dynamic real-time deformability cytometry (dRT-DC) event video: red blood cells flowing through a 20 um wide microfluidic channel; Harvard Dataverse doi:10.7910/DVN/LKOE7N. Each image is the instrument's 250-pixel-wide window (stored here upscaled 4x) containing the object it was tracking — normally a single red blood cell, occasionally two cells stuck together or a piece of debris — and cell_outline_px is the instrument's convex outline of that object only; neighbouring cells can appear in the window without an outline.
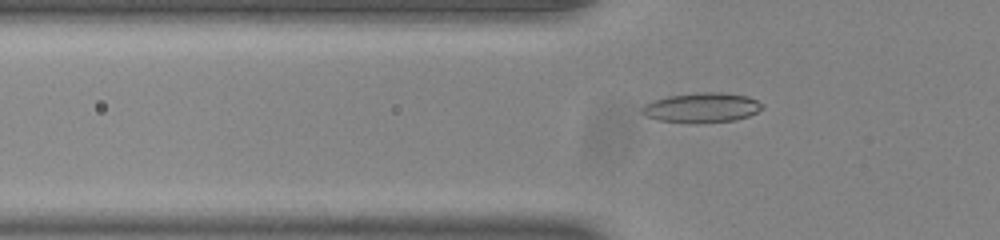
{"species": "common noctule bat (a hibernating species)", "species_latin": "Nyctalus noctula", "temperature_condition": "room temperature", "stored_images_in_passage": 54, "camera_frame_rate_fps": 3000, "um_per_image_px": 0.085, "animal": {"sex": "male", "body_mass_g": 20.0, "forearm_length_mm": 53.3}, "frame": {"image": 1, "passage_image": 19, "time_ms": 6.0, "image_size_px": [1000, 240], "cell_outline_px": [[764, 108], [748, 116], [736, 120], [696, 124], [660, 120], [648, 116], [640, 112], [640, 108], [644, 104], [652, 100], [668, 96], [700, 92], [720, 92], [748, 96], [764, 104]], "centroid_in_image_um": [59.65, 9.15], "position_along_channel_um": 66.1, "area_um2": 21.1}}
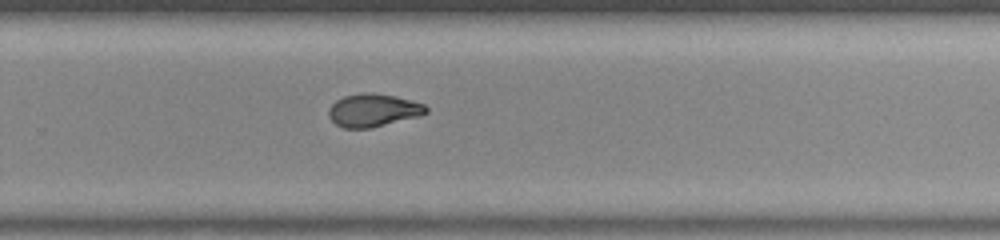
{"frame": {"image": 2, "passage_image": 37, "time_ms": 12.0, "image_size_px": [1000, 240], "cell_outline_px": [[428, 112], [420, 116], [372, 128], [344, 128], [336, 124], [328, 116], [328, 108], [336, 100], [344, 96], [364, 92], [372, 92], [396, 96], [412, 100], [424, 104], [428, 108]], "centroid_in_image_um": [31.73, 9.37], "position_along_channel_um": 298.1, "area_um2": 18.9}}
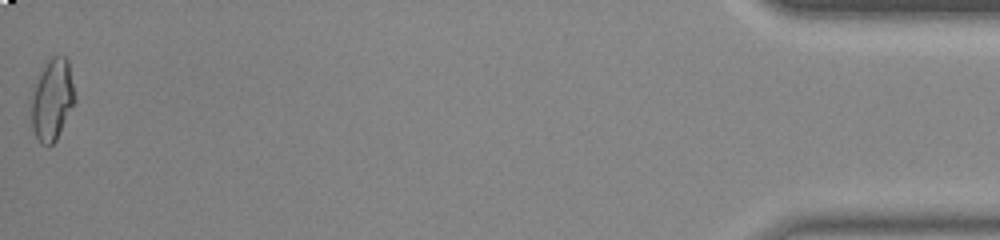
{"frame": {"image": 3, "passage_image": 54, "time_ms": 17.667, "image_size_px": [1000, 240], "cell_outline_px": [[76, 100], [56, 140], [48, 148], [40, 144], [32, 128], [32, 84], [36, 76], [48, 60], [52, 56], [64, 56], [68, 60], [76, 96]], "centroid_in_image_um": [4.43, 8.46], "position_along_channel_um": 430.8, "area_um2": 21.04}, "authors_computed_cell_mechanics": {"area_um2": 19.1896, "velocity_mm_per_s": 3.9005, "shape_relaxation_time_tau1_ms": null, "shape_relaxation_time_tau2_ms": 1.9375, "deformation_change_tau1": null, "deformation_change_tau2": 0.0712}}